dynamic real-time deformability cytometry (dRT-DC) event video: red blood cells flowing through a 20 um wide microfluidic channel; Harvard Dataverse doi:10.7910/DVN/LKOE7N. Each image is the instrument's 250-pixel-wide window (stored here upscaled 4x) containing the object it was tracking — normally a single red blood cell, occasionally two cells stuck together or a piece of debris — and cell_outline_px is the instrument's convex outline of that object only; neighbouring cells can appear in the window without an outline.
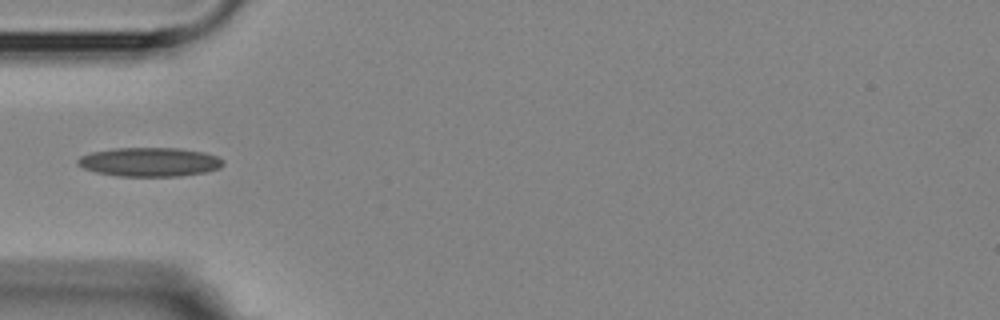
{"species": "Egyptian fruit bat (a non-hibernating species)", "species_latin": "Rousettus aegyptiacus", "temperature_condition": "room temperature", "stored_images_in_passage": 1, "camera_frame_rate_fps": 3000, "um_per_image_px": 0.085, "animal": {"sex": "female"}, "frame": {"image": 1, "passage_image": 1, "time_ms": 0.0, "image_size_px": [1000, 320], "cell_outline_px": [[224, 164], [220, 168], [204, 172], [180, 176], [120, 176], [96, 172], [84, 168], [76, 164], [76, 160], [80, 156], [92, 152], [112, 148], [180, 148], [204, 152], [216, 156], [224, 160]], "centroid_in_image_um": [12.71, 13.76], "position_along_channel_um": 72.3, "area_um2": 24.62}}